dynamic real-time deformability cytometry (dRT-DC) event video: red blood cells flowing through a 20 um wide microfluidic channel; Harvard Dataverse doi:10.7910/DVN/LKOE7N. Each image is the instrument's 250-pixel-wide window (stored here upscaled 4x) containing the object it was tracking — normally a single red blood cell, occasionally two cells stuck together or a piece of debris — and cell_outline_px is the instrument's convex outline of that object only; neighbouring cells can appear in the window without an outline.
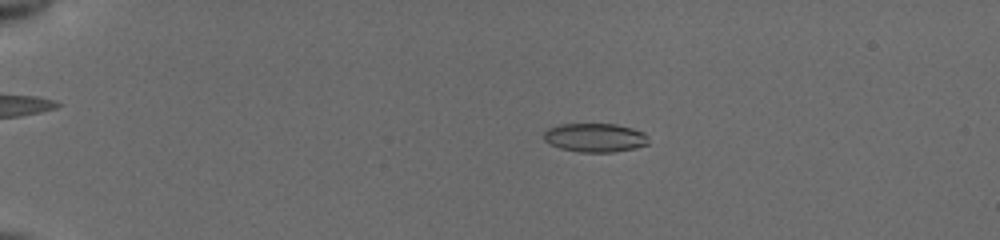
{"species": "common noctule bat (a hibernating species)", "species_latin": "Nyctalus noctula", "temperature_condition": "cold", "stored_images_in_passage": 55, "camera_frame_rate_fps": 3000, "um_per_image_px": 0.085, "animal": {"sex": "female", "body_mass_g": 19.5, "forearm_length_mm": 54.1}, "frame": {"image": 1, "passage_image": 13, "time_ms": 4.0, "image_size_px": [1000, 240], "cell_outline_px": [[648, 144], [636, 148], [612, 152], [580, 152], [560, 148], [548, 144], [544, 140], [544, 132], [548, 128], [560, 124], [616, 124], [632, 128], [644, 132], [648, 136]], "centroid_in_image_um": [50.58, 11.7], "position_along_channel_um": 34.4, "area_um2": 17.69}}
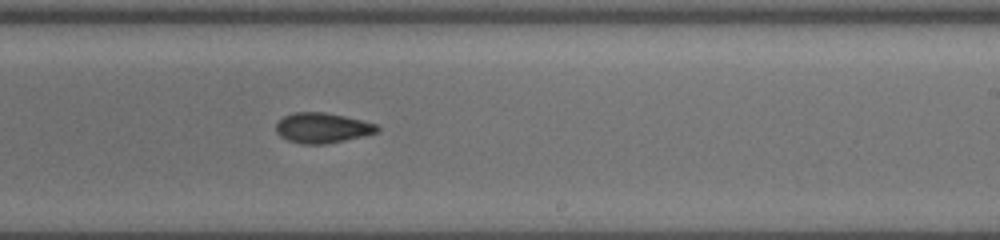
{"frame": {"image": 2, "passage_image": 36, "time_ms": 11.667, "image_size_px": [1000, 240], "cell_outline_px": [[380, 128], [376, 132], [364, 136], [324, 144], [304, 144], [288, 140], [280, 136], [276, 132], [276, 124], [284, 116], [292, 112], [324, 112], [344, 116], [376, 124]], "centroid_in_image_um": [27.37, 10.87], "position_along_channel_um": 261.6, "area_um2": 17.63}}
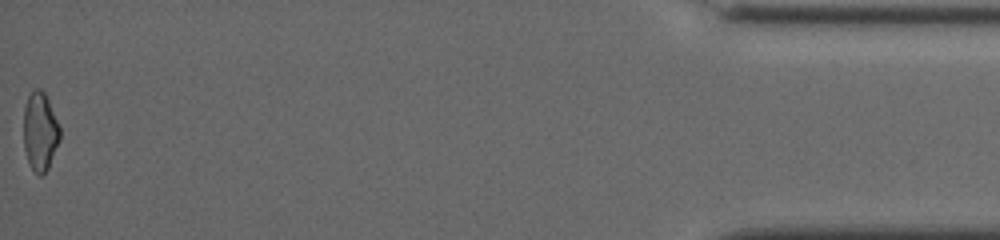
{"frame": {"image": 3, "passage_image": 55, "time_ms": 18.0, "image_size_px": [1000, 240], "cell_outline_px": [[60, 140], [48, 168], [40, 176], [32, 168], [28, 160], [24, 148], [24, 108], [28, 96], [32, 88], [40, 88], [44, 92], [48, 100], [60, 128]], "centroid_in_image_um": [3.4, 11.14], "position_along_channel_um": 431.8, "area_um2": 16.47}, "authors_computed_cell_mechanics": {"area_um2": 17.8024, "velocity_mm_per_s": 3.9401, "shape_relaxation_time_tau1_ms": 5.9883, "shape_relaxation_time_tau2_ms": 5.1847, "deformation_change_tau1": 0.1373, "deformation_change_tau2": 0.1158}}